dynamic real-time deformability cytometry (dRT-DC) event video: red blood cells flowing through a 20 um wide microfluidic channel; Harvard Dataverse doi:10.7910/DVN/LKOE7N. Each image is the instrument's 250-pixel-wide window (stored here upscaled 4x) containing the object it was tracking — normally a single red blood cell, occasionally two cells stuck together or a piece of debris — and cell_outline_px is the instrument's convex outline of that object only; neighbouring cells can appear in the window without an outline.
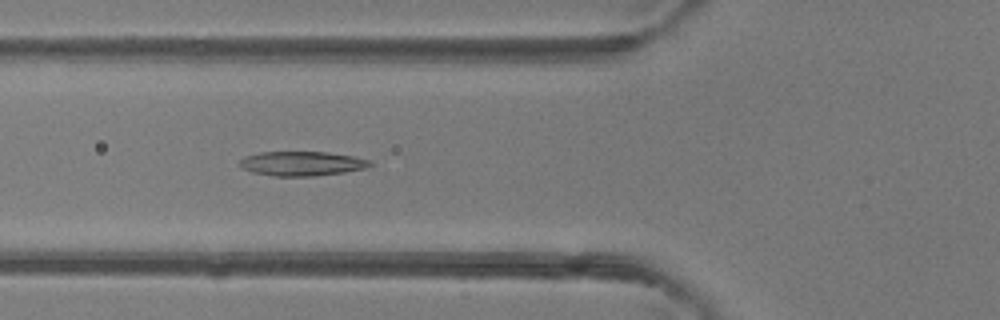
{"species": "common noctule bat (a hibernating species)", "species_latin": "Nyctalus noctula", "temperature_condition": "room temperature", "stored_images_in_passage": 35, "camera_frame_rate_fps": 3000, "um_per_image_px": 0.085, "animal": {"sex": "female"}, "frame": {"image": 1, "passage_image": 5, "time_ms": 1.333, "image_size_px": [1000, 320], "cell_outline_px": [[372, 164], [364, 168], [344, 172], [316, 176], [272, 176], [252, 172], [244, 168], [240, 164], [240, 160], [244, 156], [260, 152], [328, 152], [352, 156], [372, 160]], "centroid_in_image_um": [25.66, 13.9], "position_along_channel_um": 100.1, "area_um2": 18.5}}
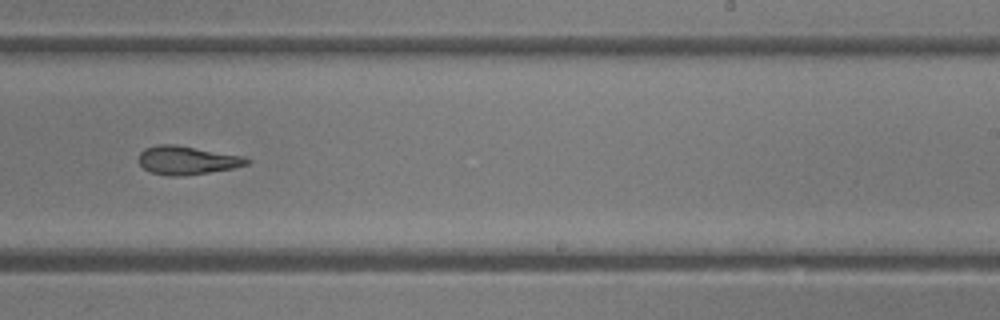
{"frame": {"image": 2, "passage_image": 17, "time_ms": 5.333, "image_size_px": [1000, 320], "cell_outline_px": [[252, 160], [248, 164], [232, 168], [208, 172], [176, 176], [168, 176], [152, 172], [144, 168], [140, 164], [140, 152], [144, 148], [156, 144], [172, 144], [244, 156]], "centroid_in_image_um": [15.9, 13.61], "position_along_channel_um": 273.1, "area_um2": 17.69}}
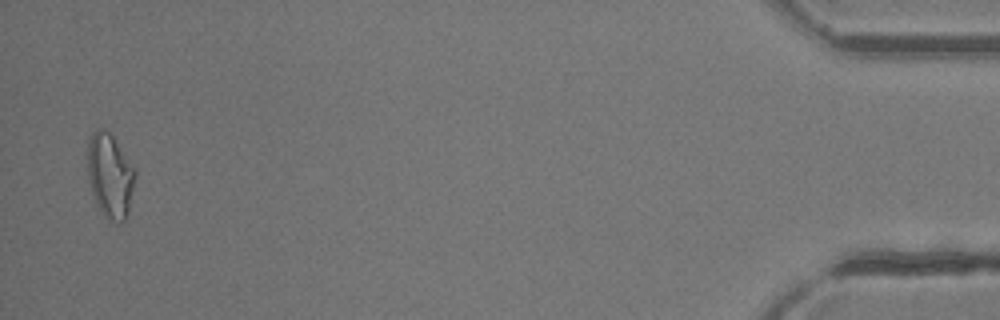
{"frame": {"image": 3, "passage_image": 34, "time_ms": 11.0, "image_size_px": [1000, 320], "cell_outline_px": [[136, 176], [128, 216], [120, 224], [116, 224], [104, 216], [100, 212], [96, 204], [88, 180], [88, 140], [92, 132], [96, 128], [100, 128], [108, 132], [112, 136], [136, 168]], "centroid_in_image_um": [9.37, 14.97], "position_along_channel_um": 425.8, "area_um2": 23.76}, "authors_computed_cell_mechanics": {"area_um2": 18.7272, "velocity_mm_per_s": 4.3164, "shape_relaxation_time_tau1_ms": null, "shape_relaxation_time_tau2_ms": 4.1538, "deformation_change_tau1": null, "deformation_change_tau2": 0.1424}}